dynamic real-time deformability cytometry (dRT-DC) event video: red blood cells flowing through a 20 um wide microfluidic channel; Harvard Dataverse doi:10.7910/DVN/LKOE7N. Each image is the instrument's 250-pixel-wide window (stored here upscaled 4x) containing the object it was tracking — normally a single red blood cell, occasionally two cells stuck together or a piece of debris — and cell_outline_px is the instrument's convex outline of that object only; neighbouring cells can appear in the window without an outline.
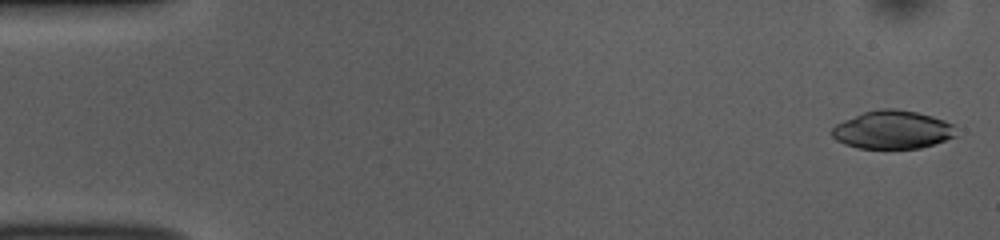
{"species": "common noctule bat (a hibernating species)", "species_latin": "Nyctalus noctula", "temperature_condition": "room temperature", "stored_images_in_passage": 52, "camera_frame_rate_fps": 3000, "um_per_image_px": 0.085, "animal": {"sex": "female", "body_mass_g": 10.0, "forearm_length_mm": 53.1}, "frame": {"image": 1, "passage_image": 2, "time_ms": 0.333, "image_size_px": [1000, 240], "cell_outline_px": [[956, 136], [920, 148], [856, 148], [844, 144], [836, 140], [832, 136], [832, 128], [836, 124], [844, 120], [864, 112], [880, 108], [896, 108], [916, 112], [932, 116], [944, 120], [952, 124]], "centroid_in_image_um": [75.83, 11.02], "position_along_channel_um": 9.2, "area_um2": 27.46}}
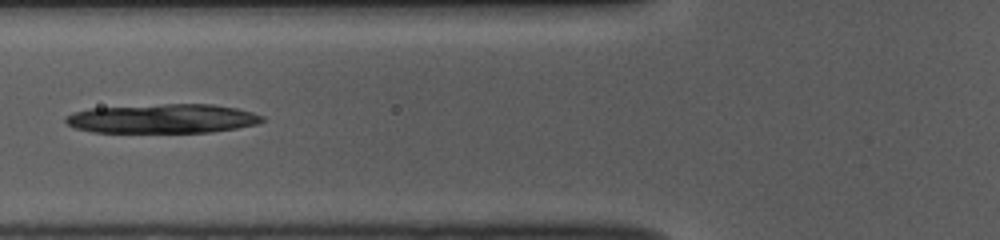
{"frame": {"image": 2, "passage_image": 20, "time_ms": 6.333, "image_size_px": [1000, 240], "cell_outline_px": [[264, 120], [256, 124], [236, 128], [212, 132], [92, 132], [76, 128], [68, 124], [64, 120], [64, 116], [72, 112], [88, 108], [164, 104], [212, 104], [236, 108], [252, 112], [264, 116]], "centroid_in_image_um": [13.79, 10.08], "position_along_channel_um": 112.0, "area_um2": 33.52}}
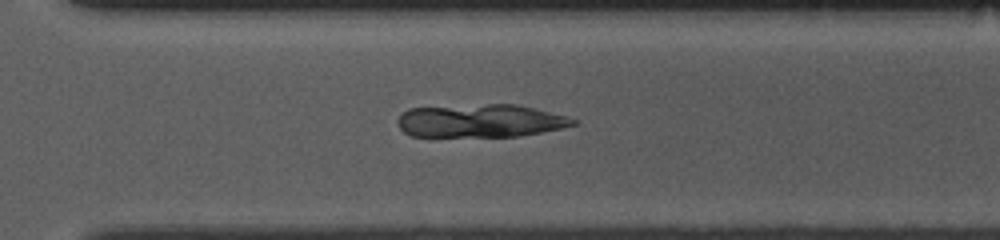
{"frame": {"image": 3, "passage_image": 37, "time_ms": 12.0, "image_size_px": [1000, 240], "cell_outline_px": [[576, 124], [560, 128], [540, 132], [516, 136], [412, 136], [404, 132], [400, 128], [396, 120], [408, 108], [488, 104], [516, 104], [536, 108], [564, 116], [576, 120]], "centroid_in_image_um": [40.8, 10.26], "position_along_channel_um": 329.8, "area_um2": 33.47}}